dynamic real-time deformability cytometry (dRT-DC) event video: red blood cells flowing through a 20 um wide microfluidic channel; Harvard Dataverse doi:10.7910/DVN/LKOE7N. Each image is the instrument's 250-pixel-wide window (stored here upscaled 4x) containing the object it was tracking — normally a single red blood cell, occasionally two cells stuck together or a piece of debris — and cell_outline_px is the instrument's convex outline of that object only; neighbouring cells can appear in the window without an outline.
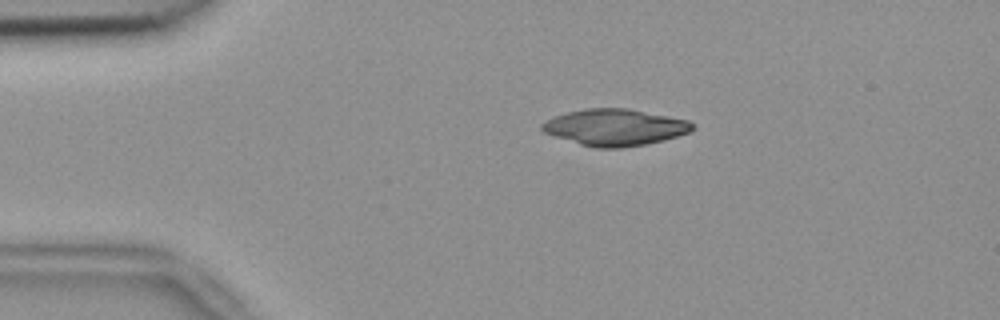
{"species": "common noctule bat (a hibernating species)", "species_latin": "Nyctalus noctula", "temperature_condition": "room temperature", "stored_images_in_passage": 45, "camera_frame_rate_fps": 3000, "um_per_image_px": 0.085, "animal": {"sex": "female", "body_mass_g": 18.4}, "frame": {"image": 1, "passage_image": 3, "time_ms": 0.667, "image_size_px": [1000, 320], "cell_outline_px": [[696, 128], [692, 132], [664, 140], [644, 144], [620, 148], [596, 148], [580, 144], [552, 136], [544, 132], [540, 128], [540, 124], [556, 116], [568, 112], [588, 108], [628, 108], [688, 120], [696, 124]], "centroid_in_image_um": [52.3, 10.83], "position_along_channel_um": 32.7, "area_um2": 32.14}}
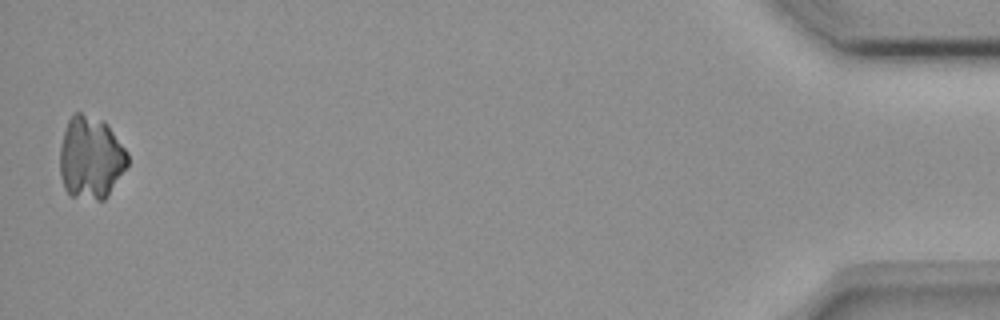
{"frame": {"image": 2, "passage_image": 45, "time_ms": 14.667, "image_size_px": [1000, 320], "cell_outline_px": [[128, 164], [108, 196], [104, 200], [96, 200], [68, 196], [64, 188], [60, 176], [60, 144], [68, 120], [76, 112], [80, 112], [104, 120], [108, 124], [128, 152]], "centroid_in_image_um": [7.71, 13.41], "position_along_channel_um": 427.5, "area_um2": 33.0}}